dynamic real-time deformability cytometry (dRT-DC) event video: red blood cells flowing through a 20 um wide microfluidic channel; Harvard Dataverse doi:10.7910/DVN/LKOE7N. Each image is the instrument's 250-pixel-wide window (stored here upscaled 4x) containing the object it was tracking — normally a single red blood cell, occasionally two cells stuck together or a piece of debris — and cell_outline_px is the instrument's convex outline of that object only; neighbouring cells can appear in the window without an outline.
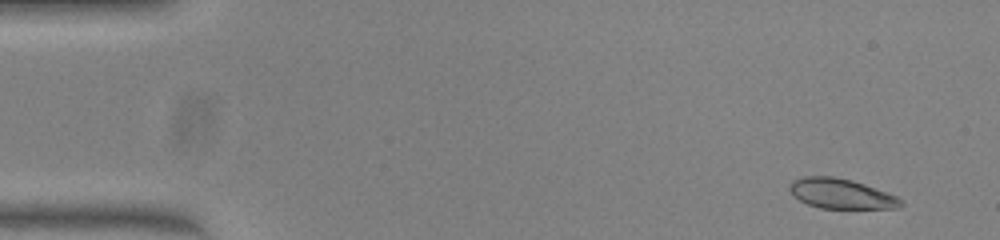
{"species": "common noctule bat (a hibernating species)", "species_latin": "Nyctalus noctula", "temperature_condition": "warm", "stored_images_in_passage": 51, "camera_frame_rate_fps": 3000, "um_per_image_px": 0.085, "animal": {"sex": "female", "body_mass_g": 23.0, "forearm_length_mm": 53.4}, "frame": {"image": 1, "passage_image": 4, "time_ms": 1.0, "image_size_px": [1000, 240], "cell_outline_px": [[904, 204], [896, 208], [820, 208], [808, 204], [800, 200], [788, 188], [792, 180], [804, 176], [832, 176], [852, 180], [864, 184], [896, 196]], "centroid_in_image_um": [71.47, 16.45], "position_along_channel_um": 13.5, "area_um2": 19.13}}
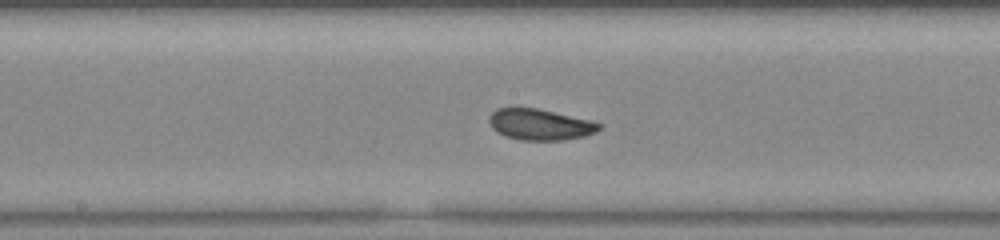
{"frame": {"image": 2, "passage_image": 27, "time_ms": 8.667, "image_size_px": [1000, 240], "cell_outline_px": [[600, 128], [596, 132], [584, 136], [560, 140], [520, 140], [504, 136], [496, 132], [492, 128], [488, 120], [488, 116], [496, 108], [536, 108], [592, 120], [600, 124]], "centroid_in_image_um": [45.86, 10.58], "position_along_channel_um": 202.3, "area_um2": 19.94}}
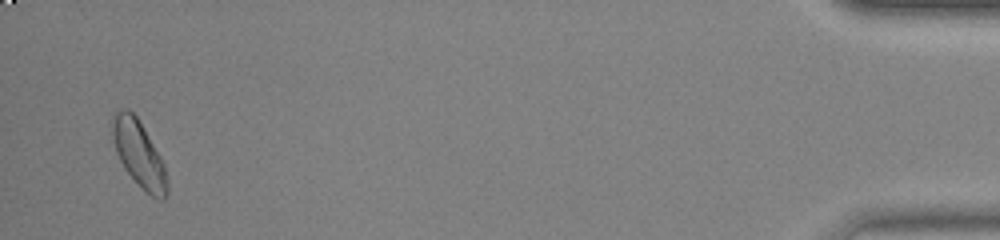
{"frame": {"image": 3, "passage_image": 50, "time_ms": 16.333, "image_size_px": [1000, 240], "cell_outline_px": [[168, 192], [164, 200], [160, 200], [152, 196], [124, 168], [116, 152], [112, 140], [112, 116], [116, 112], [124, 108], [128, 108], [136, 116], [160, 156], [164, 164], [168, 180]], "centroid_in_image_um": [11.81, 13.07], "position_along_channel_um": 423.4, "area_um2": 20.75}, "authors_computed_cell_mechanics": {"area_um2": 20.1722, "velocity_mm_per_s": 4.0136, "shape_relaxation_time_tau1_ms": 4.2591, "shape_relaxation_time_tau2_ms": 3.8537, "deformation_change_tau1": 0.1151, "deformation_change_tau2": 0.0555}}